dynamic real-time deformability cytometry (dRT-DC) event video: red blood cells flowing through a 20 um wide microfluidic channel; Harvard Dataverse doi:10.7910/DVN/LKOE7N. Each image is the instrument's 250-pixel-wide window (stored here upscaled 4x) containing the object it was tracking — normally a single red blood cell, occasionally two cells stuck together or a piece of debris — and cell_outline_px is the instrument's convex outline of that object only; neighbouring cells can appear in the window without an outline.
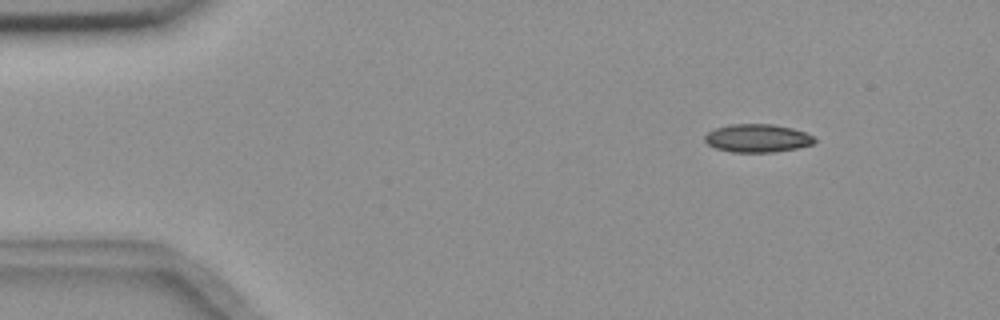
{"species": "common noctule bat (a hibernating species)", "species_latin": "Nyctalus noctula", "temperature_condition": "room temperature", "stored_images_in_passage": 49, "camera_frame_rate_fps": 3000, "um_per_image_px": 0.085, "animal": {"sex": "female", "body_mass_g": 18.4}, "frame": {"image": 1, "passage_image": 1, "time_ms": 0.0, "image_size_px": [1000, 320], "cell_outline_px": [[816, 140], [812, 144], [796, 148], [772, 152], [732, 152], [716, 148], [708, 144], [704, 140], [704, 136], [708, 132], [716, 128], [732, 124], [772, 124], [792, 128], [804, 132], [812, 136]], "centroid_in_image_um": [64.36, 11.74], "position_along_channel_um": 20.6, "area_um2": 17.8}}
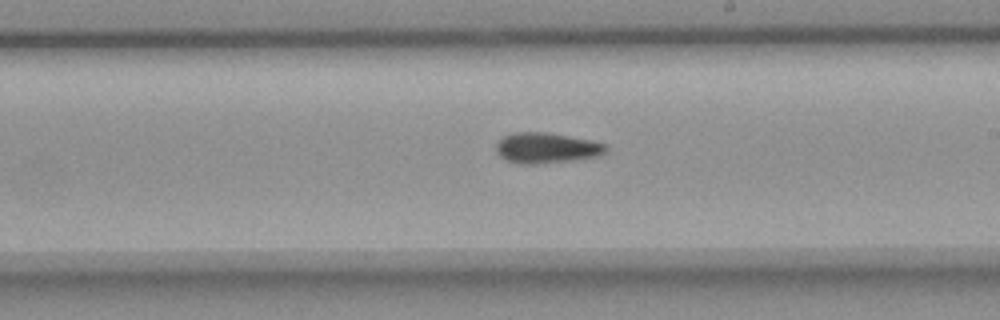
{"frame": {"image": 2, "passage_image": 26, "time_ms": 8.333, "image_size_px": [1000, 320], "cell_outline_px": [[608, 152], [596, 156], [572, 160], [536, 164], [520, 164], [508, 160], [500, 156], [496, 152], [496, 144], [504, 136], [512, 132], [548, 132], [592, 140], [608, 144]], "centroid_in_image_um": [46.48, 12.56], "position_along_channel_um": 242.5, "area_um2": 19.65}}
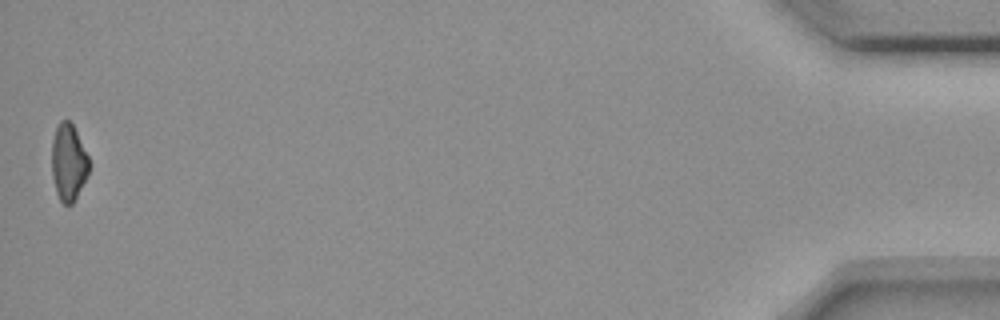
{"frame": {"image": 3, "passage_image": 49, "time_ms": 16.0, "image_size_px": [1000, 320], "cell_outline_px": [[92, 164], [72, 204], [64, 204], [60, 200], [56, 192], [52, 176], [52, 140], [56, 128], [60, 120], [68, 120], [72, 124]], "centroid_in_image_um": [5.81, 13.79], "position_along_channel_um": 429.4, "area_um2": 16.47}}